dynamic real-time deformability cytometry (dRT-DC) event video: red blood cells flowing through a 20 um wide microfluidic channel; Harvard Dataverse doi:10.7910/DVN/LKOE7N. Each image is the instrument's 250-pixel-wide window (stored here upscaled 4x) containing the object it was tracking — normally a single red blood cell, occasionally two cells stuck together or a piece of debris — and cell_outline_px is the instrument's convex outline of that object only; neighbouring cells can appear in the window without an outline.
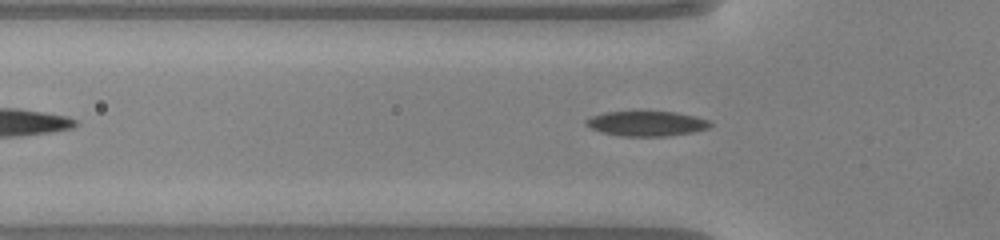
{"species": "common noctule bat (a hibernating species)", "species_latin": "Nyctalus noctula", "temperature_condition": "warm", "stored_images_in_passage": 28, "camera_frame_rate_fps": 3000, "um_per_image_px": 0.085, "animal": {"sex": "male", "body_mass_g": 20.0, "forearm_length_mm": 53.3}, "frame": {"image": 1, "passage_image": 2, "time_ms": 0.333, "image_size_px": [1000, 240], "cell_outline_px": [[712, 124], [708, 128], [688, 132], [664, 136], [624, 136], [600, 132], [584, 124], [584, 120], [592, 116], [604, 112], [676, 112], [696, 116], [708, 120]], "centroid_in_image_um": [54.91, 10.49], "position_along_channel_um": 70.9, "area_um2": 17.8}}
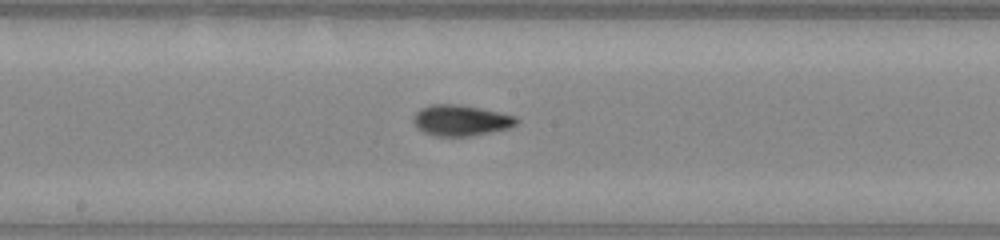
{"frame": {"image": 2, "passage_image": 12, "time_ms": 3.667, "image_size_px": [1000, 240], "cell_outline_px": [[520, 120], [516, 124], [508, 128], [468, 136], [436, 136], [424, 132], [416, 124], [416, 112], [420, 108], [432, 104], [460, 104], [480, 108], [516, 116]], "centroid_in_image_um": [39.21, 10.22], "position_along_channel_um": 209.0, "area_um2": 18.15}}
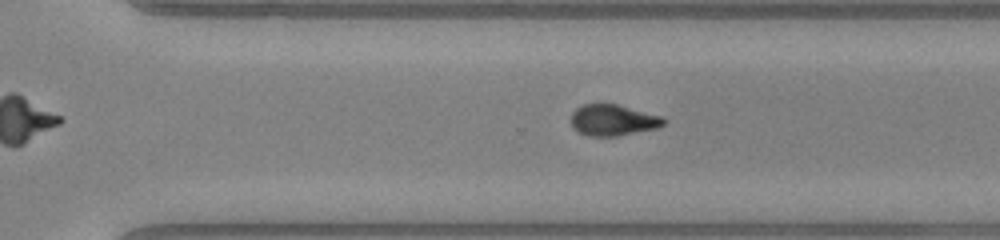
{"frame": {"image": 3, "passage_image": 20, "time_ms": 6.333, "image_size_px": [1000, 240], "cell_outline_px": [[664, 124], [656, 128], [616, 136], [588, 136], [580, 132], [572, 124], [572, 112], [576, 108], [584, 104], [616, 104], [660, 116], [664, 120]], "centroid_in_image_um": [52.08, 10.21], "position_along_channel_um": 318.5, "area_um2": 16.36}}